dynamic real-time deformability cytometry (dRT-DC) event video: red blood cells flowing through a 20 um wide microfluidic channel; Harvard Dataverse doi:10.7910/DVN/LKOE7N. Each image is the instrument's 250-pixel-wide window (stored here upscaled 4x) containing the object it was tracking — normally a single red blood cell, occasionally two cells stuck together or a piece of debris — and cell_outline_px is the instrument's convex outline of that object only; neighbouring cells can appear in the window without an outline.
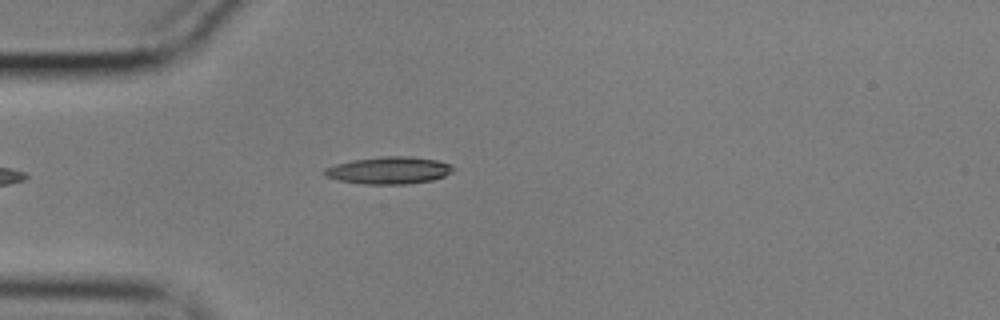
{"species": "common noctule bat (a hibernating species)", "species_latin": "Nyctalus noctula", "temperature_condition": "cold", "stored_images_in_passage": 36, "camera_frame_rate_fps": 3000, "um_per_image_px": 0.085, "animal": {"sex": "male", "body_mass_g": 17.9}, "frame": {"image": 1, "passage_image": 1, "time_ms": 0.0, "image_size_px": [1000, 320], "cell_outline_px": [[452, 172], [444, 176], [432, 180], [404, 184], [364, 184], [336, 180], [324, 176], [324, 168], [336, 164], [352, 160], [380, 156], [412, 156], [436, 160], [452, 164]], "centroid_in_image_um": [33.03, 14.47], "position_along_channel_um": 52.0, "area_um2": 20.46}}
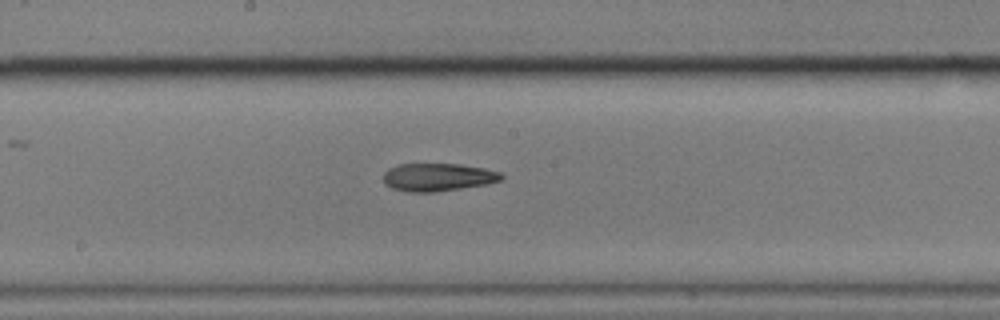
{"frame": {"image": 2, "passage_image": 15, "time_ms": 4.667, "image_size_px": [1000, 320], "cell_outline_px": [[504, 176], [500, 180], [484, 184], [436, 192], [408, 192], [392, 188], [384, 184], [384, 172], [388, 168], [396, 164], [460, 164], [484, 168], [500, 172]], "centroid_in_image_um": [37.17, 15.05], "position_along_channel_um": 211.0, "area_um2": 19.13}}
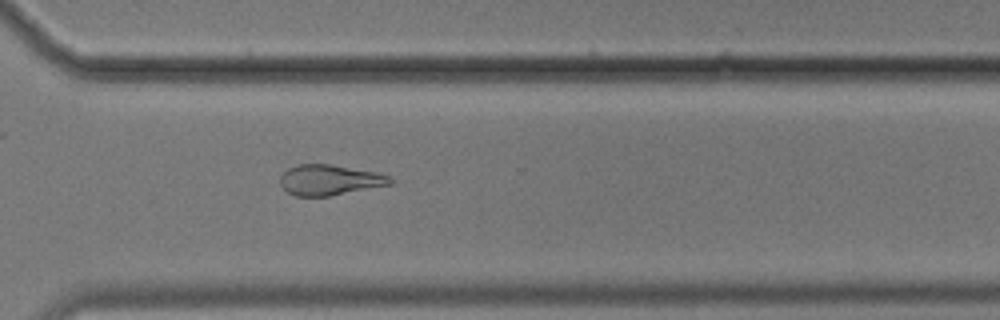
{"frame": {"image": 3, "passage_image": 26, "time_ms": 8.333, "image_size_px": [1000, 320], "cell_outline_px": [[392, 184], [328, 196], [296, 196], [288, 192], [280, 184], [280, 176], [288, 168], [296, 164], [332, 164], [380, 172], [388, 176], [392, 180]], "centroid_in_image_um": [28.02, 15.28], "position_along_channel_um": 342.6, "area_um2": 19.59}, "authors_computed_cell_mechanics": {"area_um2": 19.7965, "velocity_mm_per_s": 3.6006, "shape_relaxation_time_tau1_ms": null, "shape_relaxation_time_tau2_ms": 10.5315, "deformation_change_tau1": null, "deformation_change_tau2": 0.2416}}